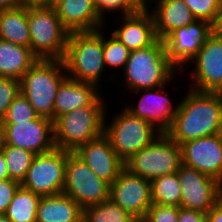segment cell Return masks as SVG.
<instances>
[{"label":"cell","mask_w":222,"mask_h":222,"mask_svg":"<svg viewBox=\"0 0 222 222\" xmlns=\"http://www.w3.org/2000/svg\"><path fill=\"white\" fill-rule=\"evenodd\" d=\"M37 60L30 47L0 39V76L20 81Z\"/></svg>","instance_id":"cell-24"},{"label":"cell","mask_w":222,"mask_h":222,"mask_svg":"<svg viewBox=\"0 0 222 222\" xmlns=\"http://www.w3.org/2000/svg\"><path fill=\"white\" fill-rule=\"evenodd\" d=\"M23 7H46L47 0H20Z\"/></svg>","instance_id":"cell-41"},{"label":"cell","mask_w":222,"mask_h":222,"mask_svg":"<svg viewBox=\"0 0 222 222\" xmlns=\"http://www.w3.org/2000/svg\"><path fill=\"white\" fill-rule=\"evenodd\" d=\"M9 173L6 166V159L3 155V152H0V181L8 179Z\"/></svg>","instance_id":"cell-40"},{"label":"cell","mask_w":222,"mask_h":222,"mask_svg":"<svg viewBox=\"0 0 222 222\" xmlns=\"http://www.w3.org/2000/svg\"><path fill=\"white\" fill-rule=\"evenodd\" d=\"M182 164L222 183V135L193 139L181 145Z\"/></svg>","instance_id":"cell-14"},{"label":"cell","mask_w":222,"mask_h":222,"mask_svg":"<svg viewBox=\"0 0 222 222\" xmlns=\"http://www.w3.org/2000/svg\"><path fill=\"white\" fill-rule=\"evenodd\" d=\"M178 222H206V213L178 207Z\"/></svg>","instance_id":"cell-37"},{"label":"cell","mask_w":222,"mask_h":222,"mask_svg":"<svg viewBox=\"0 0 222 222\" xmlns=\"http://www.w3.org/2000/svg\"><path fill=\"white\" fill-rule=\"evenodd\" d=\"M19 93V80L0 76V119L7 114L9 106Z\"/></svg>","instance_id":"cell-34"},{"label":"cell","mask_w":222,"mask_h":222,"mask_svg":"<svg viewBox=\"0 0 222 222\" xmlns=\"http://www.w3.org/2000/svg\"><path fill=\"white\" fill-rule=\"evenodd\" d=\"M129 54L130 50L114 35L105 36V32H103V59L105 68L109 67L115 70H117L116 68H122L120 71H123L129 59Z\"/></svg>","instance_id":"cell-30"},{"label":"cell","mask_w":222,"mask_h":222,"mask_svg":"<svg viewBox=\"0 0 222 222\" xmlns=\"http://www.w3.org/2000/svg\"><path fill=\"white\" fill-rule=\"evenodd\" d=\"M99 90L100 87L93 83L80 82L67 77L57 90L54 120L79 107L92 105L103 93Z\"/></svg>","instance_id":"cell-22"},{"label":"cell","mask_w":222,"mask_h":222,"mask_svg":"<svg viewBox=\"0 0 222 222\" xmlns=\"http://www.w3.org/2000/svg\"><path fill=\"white\" fill-rule=\"evenodd\" d=\"M166 86L133 91V93L140 95L142 93L140 100L138 103L136 102V105L135 103L132 105L130 102L129 104L126 103L124 108L134 116L146 120L161 133H166L170 129L178 110V103L174 107V103L167 96L169 91H164Z\"/></svg>","instance_id":"cell-16"},{"label":"cell","mask_w":222,"mask_h":222,"mask_svg":"<svg viewBox=\"0 0 222 222\" xmlns=\"http://www.w3.org/2000/svg\"><path fill=\"white\" fill-rule=\"evenodd\" d=\"M213 32V26L203 20H195L186 27L171 32L164 44L169 61L181 72L201 49L202 43ZM181 68V69H180Z\"/></svg>","instance_id":"cell-15"},{"label":"cell","mask_w":222,"mask_h":222,"mask_svg":"<svg viewBox=\"0 0 222 222\" xmlns=\"http://www.w3.org/2000/svg\"><path fill=\"white\" fill-rule=\"evenodd\" d=\"M141 222H178V207L153 203Z\"/></svg>","instance_id":"cell-35"},{"label":"cell","mask_w":222,"mask_h":222,"mask_svg":"<svg viewBox=\"0 0 222 222\" xmlns=\"http://www.w3.org/2000/svg\"><path fill=\"white\" fill-rule=\"evenodd\" d=\"M102 96L92 105L74 109L53 121L55 148L74 152L79 146L104 134L107 109L105 96Z\"/></svg>","instance_id":"cell-3"},{"label":"cell","mask_w":222,"mask_h":222,"mask_svg":"<svg viewBox=\"0 0 222 222\" xmlns=\"http://www.w3.org/2000/svg\"><path fill=\"white\" fill-rule=\"evenodd\" d=\"M55 9L69 33L97 31L105 26L93 0H64Z\"/></svg>","instance_id":"cell-20"},{"label":"cell","mask_w":222,"mask_h":222,"mask_svg":"<svg viewBox=\"0 0 222 222\" xmlns=\"http://www.w3.org/2000/svg\"><path fill=\"white\" fill-rule=\"evenodd\" d=\"M156 2V3H155ZM151 13L157 38L164 40L174 30L192 24L196 19L183 0H155Z\"/></svg>","instance_id":"cell-21"},{"label":"cell","mask_w":222,"mask_h":222,"mask_svg":"<svg viewBox=\"0 0 222 222\" xmlns=\"http://www.w3.org/2000/svg\"><path fill=\"white\" fill-rule=\"evenodd\" d=\"M4 144L29 150L35 155L55 149L53 121L39 116L23 122H3Z\"/></svg>","instance_id":"cell-12"},{"label":"cell","mask_w":222,"mask_h":222,"mask_svg":"<svg viewBox=\"0 0 222 222\" xmlns=\"http://www.w3.org/2000/svg\"><path fill=\"white\" fill-rule=\"evenodd\" d=\"M21 6L20 0H0V10L15 9Z\"/></svg>","instance_id":"cell-39"},{"label":"cell","mask_w":222,"mask_h":222,"mask_svg":"<svg viewBox=\"0 0 222 222\" xmlns=\"http://www.w3.org/2000/svg\"><path fill=\"white\" fill-rule=\"evenodd\" d=\"M178 71L168 59L164 40L158 38L148 47L130 51L129 59L121 73L124 74L123 80L125 79L124 89L126 87L125 90L131 93L136 90L169 86L174 77L181 74Z\"/></svg>","instance_id":"cell-2"},{"label":"cell","mask_w":222,"mask_h":222,"mask_svg":"<svg viewBox=\"0 0 222 222\" xmlns=\"http://www.w3.org/2000/svg\"><path fill=\"white\" fill-rule=\"evenodd\" d=\"M21 184L10 178L0 181V215H5L13 196Z\"/></svg>","instance_id":"cell-36"},{"label":"cell","mask_w":222,"mask_h":222,"mask_svg":"<svg viewBox=\"0 0 222 222\" xmlns=\"http://www.w3.org/2000/svg\"><path fill=\"white\" fill-rule=\"evenodd\" d=\"M187 64H194L188 88L222 93V35L212 32L202 43L197 55Z\"/></svg>","instance_id":"cell-11"},{"label":"cell","mask_w":222,"mask_h":222,"mask_svg":"<svg viewBox=\"0 0 222 222\" xmlns=\"http://www.w3.org/2000/svg\"><path fill=\"white\" fill-rule=\"evenodd\" d=\"M110 185L70 152L66 160L63 194L70 196L83 209L109 199Z\"/></svg>","instance_id":"cell-9"},{"label":"cell","mask_w":222,"mask_h":222,"mask_svg":"<svg viewBox=\"0 0 222 222\" xmlns=\"http://www.w3.org/2000/svg\"><path fill=\"white\" fill-rule=\"evenodd\" d=\"M196 20H203L212 26L217 20L222 0H183Z\"/></svg>","instance_id":"cell-32"},{"label":"cell","mask_w":222,"mask_h":222,"mask_svg":"<svg viewBox=\"0 0 222 222\" xmlns=\"http://www.w3.org/2000/svg\"><path fill=\"white\" fill-rule=\"evenodd\" d=\"M107 113L106 111L104 118V135L123 162L151 144L161 134L146 120L134 116L123 107L120 113L118 111L112 116L110 123L106 118Z\"/></svg>","instance_id":"cell-6"},{"label":"cell","mask_w":222,"mask_h":222,"mask_svg":"<svg viewBox=\"0 0 222 222\" xmlns=\"http://www.w3.org/2000/svg\"><path fill=\"white\" fill-rule=\"evenodd\" d=\"M177 176L181 188L180 207L207 213L216 204L220 182L184 164L180 165Z\"/></svg>","instance_id":"cell-17"},{"label":"cell","mask_w":222,"mask_h":222,"mask_svg":"<svg viewBox=\"0 0 222 222\" xmlns=\"http://www.w3.org/2000/svg\"><path fill=\"white\" fill-rule=\"evenodd\" d=\"M213 32L222 35V1L219 8V13L216 22L213 25Z\"/></svg>","instance_id":"cell-42"},{"label":"cell","mask_w":222,"mask_h":222,"mask_svg":"<svg viewBox=\"0 0 222 222\" xmlns=\"http://www.w3.org/2000/svg\"><path fill=\"white\" fill-rule=\"evenodd\" d=\"M74 153L80 157L97 177L111 185L125 168L109 139L103 134L99 138L79 146Z\"/></svg>","instance_id":"cell-18"},{"label":"cell","mask_w":222,"mask_h":222,"mask_svg":"<svg viewBox=\"0 0 222 222\" xmlns=\"http://www.w3.org/2000/svg\"><path fill=\"white\" fill-rule=\"evenodd\" d=\"M153 0H138L142 8H151V4Z\"/></svg>","instance_id":"cell-46"},{"label":"cell","mask_w":222,"mask_h":222,"mask_svg":"<svg viewBox=\"0 0 222 222\" xmlns=\"http://www.w3.org/2000/svg\"><path fill=\"white\" fill-rule=\"evenodd\" d=\"M216 204L222 208V183L219 184L217 189V201Z\"/></svg>","instance_id":"cell-44"},{"label":"cell","mask_w":222,"mask_h":222,"mask_svg":"<svg viewBox=\"0 0 222 222\" xmlns=\"http://www.w3.org/2000/svg\"><path fill=\"white\" fill-rule=\"evenodd\" d=\"M121 26L114 28L111 34L122 42L130 51L152 45L158 38L154 20L147 8L134 14L121 15Z\"/></svg>","instance_id":"cell-19"},{"label":"cell","mask_w":222,"mask_h":222,"mask_svg":"<svg viewBox=\"0 0 222 222\" xmlns=\"http://www.w3.org/2000/svg\"><path fill=\"white\" fill-rule=\"evenodd\" d=\"M41 196L19 186L5 216L12 222H36L37 207Z\"/></svg>","instance_id":"cell-26"},{"label":"cell","mask_w":222,"mask_h":222,"mask_svg":"<svg viewBox=\"0 0 222 222\" xmlns=\"http://www.w3.org/2000/svg\"><path fill=\"white\" fill-rule=\"evenodd\" d=\"M166 134L177 144L222 132V93L189 88Z\"/></svg>","instance_id":"cell-1"},{"label":"cell","mask_w":222,"mask_h":222,"mask_svg":"<svg viewBox=\"0 0 222 222\" xmlns=\"http://www.w3.org/2000/svg\"><path fill=\"white\" fill-rule=\"evenodd\" d=\"M206 222H222V208L215 204L206 213Z\"/></svg>","instance_id":"cell-38"},{"label":"cell","mask_w":222,"mask_h":222,"mask_svg":"<svg viewBox=\"0 0 222 222\" xmlns=\"http://www.w3.org/2000/svg\"><path fill=\"white\" fill-rule=\"evenodd\" d=\"M96 9L100 16L105 20V16L110 12L120 14L116 15H130L142 9L138 0H93ZM107 12V13H106Z\"/></svg>","instance_id":"cell-33"},{"label":"cell","mask_w":222,"mask_h":222,"mask_svg":"<svg viewBox=\"0 0 222 222\" xmlns=\"http://www.w3.org/2000/svg\"><path fill=\"white\" fill-rule=\"evenodd\" d=\"M6 159L9 178L20 184L26 177L35 154L29 150L4 144L2 149Z\"/></svg>","instance_id":"cell-29"},{"label":"cell","mask_w":222,"mask_h":222,"mask_svg":"<svg viewBox=\"0 0 222 222\" xmlns=\"http://www.w3.org/2000/svg\"><path fill=\"white\" fill-rule=\"evenodd\" d=\"M4 146V128L2 119H0V152L2 151Z\"/></svg>","instance_id":"cell-45"},{"label":"cell","mask_w":222,"mask_h":222,"mask_svg":"<svg viewBox=\"0 0 222 222\" xmlns=\"http://www.w3.org/2000/svg\"><path fill=\"white\" fill-rule=\"evenodd\" d=\"M64 0H47L46 1V7L47 8H53L55 9L60 3H62Z\"/></svg>","instance_id":"cell-43"},{"label":"cell","mask_w":222,"mask_h":222,"mask_svg":"<svg viewBox=\"0 0 222 222\" xmlns=\"http://www.w3.org/2000/svg\"><path fill=\"white\" fill-rule=\"evenodd\" d=\"M103 31L69 33L63 58L68 78L99 87L106 71L103 59Z\"/></svg>","instance_id":"cell-4"},{"label":"cell","mask_w":222,"mask_h":222,"mask_svg":"<svg viewBox=\"0 0 222 222\" xmlns=\"http://www.w3.org/2000/svg\"><path fill=\"white\" fill-rule=\"evenodd\" d=\"M39 115L28 102V99L20 92L9 106L7 114L2 122H23L37 119Z\"/></svg>","instance_id":"cell-31"},{"label":"cell","mask_w":222,"mask_h":222,"mask_svg":"<svg viewBox=\"0 0 222 222\" xmlns=\"http://www.w3.org/2000/svg\"><path fill=\"white\" fill-rule=\"evenodd\" d=\"M36 222H83V208L63 193L42 196L37 207Z\"/></svg>","instance_id":"cell-23"},{"label":"cell","mask_w":222,"mask_h":222,"mask_svg":"<svg viewBox=\"0 0 222 222\" xmlns=\"http://www.w3.org/2000/svg\"><path fill=\"white\" fill-rule=\"evenodd\" d=\"M132 174L152 180L176 173L182 164L181 146L166 133H161L151 144L142 148L124 162Z\"/></svg>","instance_id":"cell-8"},{"label":"cell","mask_w":222,"mask_h":222,"mask_svg":"<svg viewBox=\"0 0 222 222\" xmlns=\"http://www.w3.org/2000/svg\"><path fill=\"white\" fill-rule=\"evenodd\" d=\"M109 198L141 222L153 204L151 181L124 168L110 185Z\"/></svg>","instance_id":"cell-13"},{"label":"cell","mask_w":222,"mask_h":222,"mask_svg":"<svg viewBox=\"0 0 222 222\" xmlns=\"http://www.w3.org/2000/svg\"><path fill=\"white\" fill-rule=\"evenodd\" d=\"M0 222H12L9 218L5 215H0Z\"/></svg>","instance_id":"cell-47"},{"label":"cell","mask_w":222,"mask_h":222,"mask_svg":"<svg viewBox=\"0 0 222 222\" xmlns=\"http://www.w3.org/2000/svg\"><path fill=\"white\" fill-rule=\"evenodd\" d=\"M0 39L30 47L27 7L0 10Z\"/></svg>","instance_id":"cell-25"},{"label":"cell","mask_w":222,"mask_h":222,"mask_svg":"<svg viewBox=\"0 0 222 222\" xmlns=\"http://www.w3.org/2000/svg\"><path fill=\"white\" fill-rule=\"evenodd\" d=\"M152 203L180 207L181 188L176 173L151 180Z\"/></svg>","instance_id":"cell-27"},{"label":"cell","mask_w":222,"mask_h":222,"mask_svg":"<svg viewBox=\"0 0 222 222\" xmlns=\"http://www.w3.org/2000/svg\"><path fill=\"white\" fill-rule=\"evenodd\" d=\"M30 49L38 59L63 60L69 32L62 26L56 9L27 7Z\"/></svg>","instance_id":"cell-7"},{"label":"cell","mask_w":222,"mask_h":222,"mask_svg":"<svg viewBox=\"0 0 222 222\" xmlns=\"http://www.w3.org/2000/svg\"><path fill=\"white\" fill-rule=\"evenodd\" d=\"M63 60L38 59L20 80V92L35 112L54 121L57 90L67 78Z\"/></svg>","instance_id":"cell-5"},{"label":"cell","mask_w":222,"mask_h":222,"mask_svg":"<svg viewBox=\"0 0 222 222\" xmlns=\"http://www.w3.org/2000/svg\"><path fill=\"white\" fill-rule=\"evenodd\" d=\"M83 222H139L110 198L83 209Z\"/></svg>","instance_id":"cell-28"},{"label":"cell","mask_w":222,"mask_h":222,"mask_svg":"<svg viewBox=\"0 0 222 222\" xmlns=\"http://www.w3.org/2000/svg\"><path fill=\"white\" fill-rule=\"evenodd\" d=\"M70 152L55 148L48 153L35 155L21 186L41 197L61 194Z\"/></svg>","instance_id":"cell-10"}]
</instances>
